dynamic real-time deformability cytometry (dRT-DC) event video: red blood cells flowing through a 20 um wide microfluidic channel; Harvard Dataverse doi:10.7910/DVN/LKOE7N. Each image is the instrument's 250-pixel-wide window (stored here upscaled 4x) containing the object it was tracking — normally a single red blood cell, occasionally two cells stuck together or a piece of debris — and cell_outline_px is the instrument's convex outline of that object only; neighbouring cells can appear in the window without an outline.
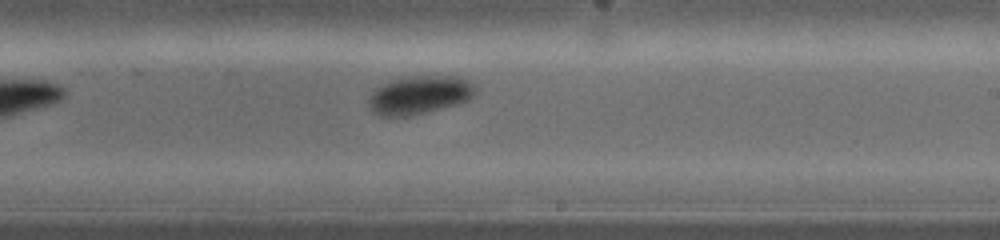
{"species": "common noctule bat (a hibernating species)", "species_latin": "Nyctalus noctula", "temperature_condition": "warm", "stored_images_in_passage": 10, "camera_frame_rate_fps": 5000, "um_per_image_px": 0.085, "animal": {"sex": "female", "body_mass_g": 19.0, "forearm_length_mm": 53.3}, "frame": {"image": 1, "passage_image": 10, "time_ms": 5.2, "image_size_px": [1000, 240], "cell_outline_px": [[476, 92], [468, 100], [456, 104], [408, 116], [380, 116], [372, 112], [368, 104], [368, 96], [380, 84], [392, 80], [408, 76], [456, 76], [468, 80], [476, 88]], "centroid_in_image_um": [35.61, 8.06], "position_along_channel_um": 253.4, "area_um2": 23.81}}